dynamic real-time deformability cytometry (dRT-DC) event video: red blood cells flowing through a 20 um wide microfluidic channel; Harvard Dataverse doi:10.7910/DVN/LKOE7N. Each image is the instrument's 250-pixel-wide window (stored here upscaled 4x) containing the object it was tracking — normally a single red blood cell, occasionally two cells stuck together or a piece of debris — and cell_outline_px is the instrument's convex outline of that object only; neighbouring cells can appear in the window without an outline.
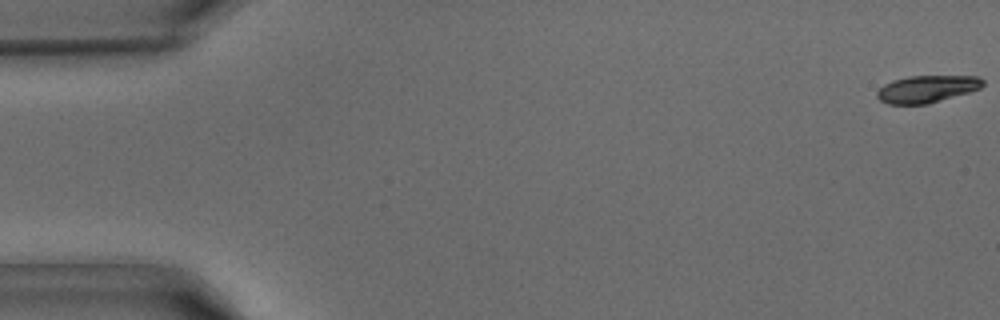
{"species": "common noctule bat (a hibernating species)", "species_latin": "Nyctalus noctula", "temperature_condition": "warm", "stored_images_in_passage": 8, "camera_frame_rate_fps": 3000, "um_per_image_px": 0.085, "animal": {"sex": "male", "body_mass_g": 15.6}, "frame": {"image": 1, "passage_image": 1, "time_ms": 0.0, "image_size_px": [1000, 320], "cell_outline_px": [[984, 84], [980, 88], [968, 92], [928, 104], [888, 104], [880, 100], [876, 96], [876, 92], [884, 84], [892, 80], [908, 76], [980, 76], [984, 80]], "centroid_in_image_um": [78.77, 7.55], "position_along_channel_um": 6.2, "area_um2": 16.76}}